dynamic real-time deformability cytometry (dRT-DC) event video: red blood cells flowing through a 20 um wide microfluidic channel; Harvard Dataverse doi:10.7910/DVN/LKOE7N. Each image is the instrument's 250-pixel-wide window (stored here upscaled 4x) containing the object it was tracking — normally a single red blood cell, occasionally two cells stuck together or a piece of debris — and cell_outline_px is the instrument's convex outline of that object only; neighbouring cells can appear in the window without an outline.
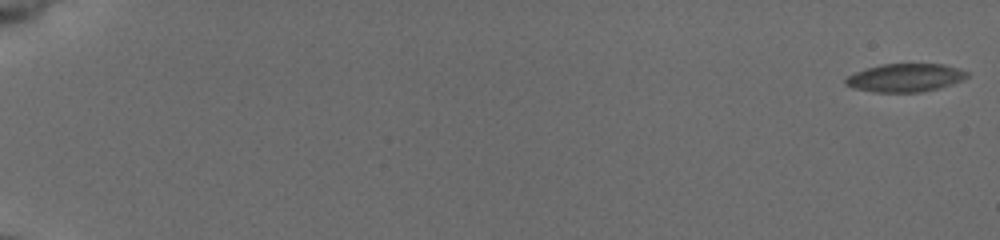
{"species": "common noctule bat (a hibernating species)", "species_latin": "Nyctalus noctula", "temperature_condition": "cold", "stored_images_in_passage": 10, "camera_frame_rate_fps": 3000, "um_per_image_px": 0.085, "animal": {"sex": "female", "body_mass_g": 19.5, "forearm_length_mm": 54.1}, "frame": {"image": 1, "passage_image": 1, "time_ms": 0.0, "image_size_px": [1000, 240], "cell_outline_px": [[968, 76], [952, 84], [920, 92], [876, 92], [852, 88], [844, 84], [844, 80], [848, 76], [856, 72], [868, 68], [884, 64], [944, 64], [960, 68], [968, 72]], "centroid_in_image_um": [76.93, 6.6], "position_along_channel_um": 8.1, "area_um2": 19.77}}